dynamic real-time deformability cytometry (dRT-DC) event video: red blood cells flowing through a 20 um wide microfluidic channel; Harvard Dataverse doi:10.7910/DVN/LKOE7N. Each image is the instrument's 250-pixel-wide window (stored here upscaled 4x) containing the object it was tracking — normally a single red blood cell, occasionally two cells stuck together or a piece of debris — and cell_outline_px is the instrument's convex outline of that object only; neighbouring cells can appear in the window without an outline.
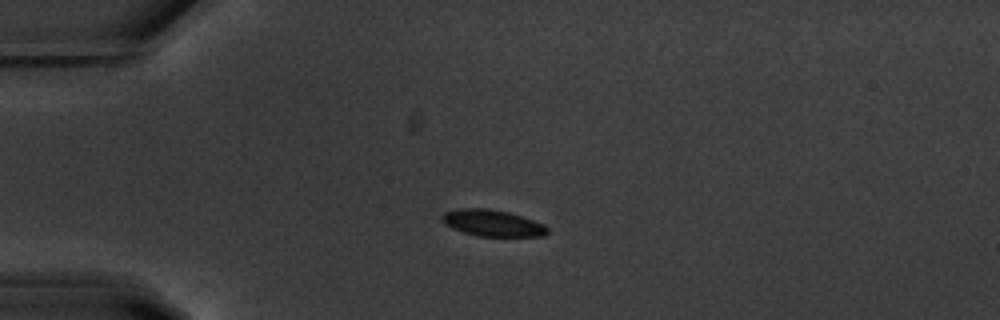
{"species": "common noctule bat (a hibernating species)", "species_latin": "Nyctalus noctula", "temperature_condition": "warm", "stored_images_in_passage": 42, "camera_frame_rate_fps": 3000, "um_per_image_px": 0.085, "animal": {"sex": "male", "body_mass_g": 20.1, "forearm_length_mm": 53.5}, "frame": {"image": 1, "passage_image": 1, "time_ms": 0.0, "image_size_px": [1000, 320], "cell_outline_px": [[548, 232], [544, 236], [476, 236], [452, 228], [444, 224], [440, 220], [440, 216], [444, 212], [460, 208], [488, 208], [508, 212], [544, 224], [548, 228]], "centroid_in_image_um": [41.81, 18.96], "position_along_channel_um": 43.2, "area_um2": 16.3}}
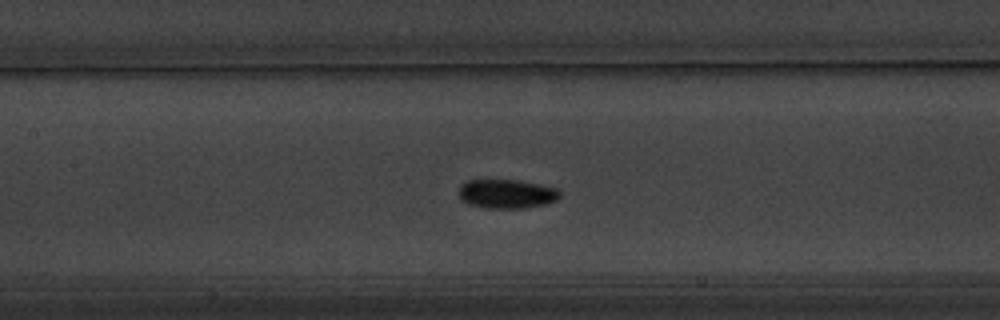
{"frame": {"image": 2, "passage_image": 13, "time_ms": 4.0, "image_size_px": [1000, 320], "cell_outline_px": [[560, 196], [556, 200], [548, 204], [524, 208], [484, 208], [468, 204], [460, 200], [456, 192], [460, 184], [464, 180], [516, 180], [540, 184], [556, 188], [560, 192]], "centroid_in_image_um": [43.0, 16.48], "position_along_channel_um": 164.4, "area_um2": 17.51}}
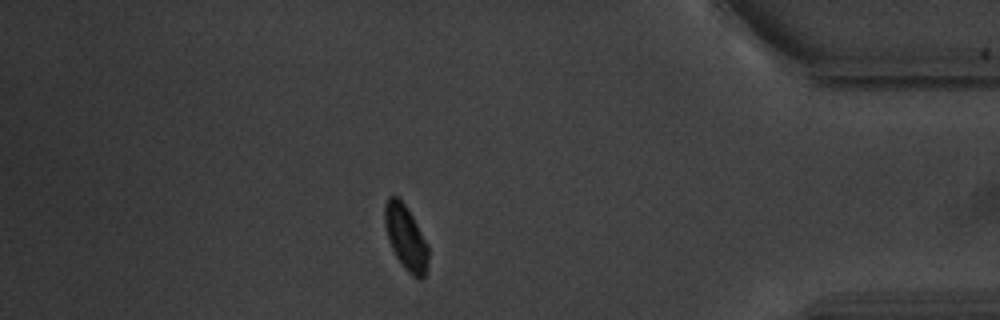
{"frame": {"image": 3, "passage_image": 35, "time_ms": 11.333, "image_size_px": [1000, 320], "cell_outline_px": [[428, 264], [424, 276], [420, 280], [412, 276], [404, 268], [396, 256], [388, 240], [384, 224], [384, 204], [388, 196], [396, 196], [404, 204], [412, 216], [428, 244]], "centroid_in_image_um": [34.48, 20.2], "position_along_channel_um": 400.7, "area_um2": 16.42}, "authors_computed_cell_mechanics": {"area_um2": 16.7331, "velocity_mm_per_s": 3.686, "shape_relaxation_time_tau1_ms": 1.7659, "shape_relaxation_time_tau2_ms": 10.2524, "deformation_change_tau1": 0.0807, "deformation_change_tau2": 0.1043}}